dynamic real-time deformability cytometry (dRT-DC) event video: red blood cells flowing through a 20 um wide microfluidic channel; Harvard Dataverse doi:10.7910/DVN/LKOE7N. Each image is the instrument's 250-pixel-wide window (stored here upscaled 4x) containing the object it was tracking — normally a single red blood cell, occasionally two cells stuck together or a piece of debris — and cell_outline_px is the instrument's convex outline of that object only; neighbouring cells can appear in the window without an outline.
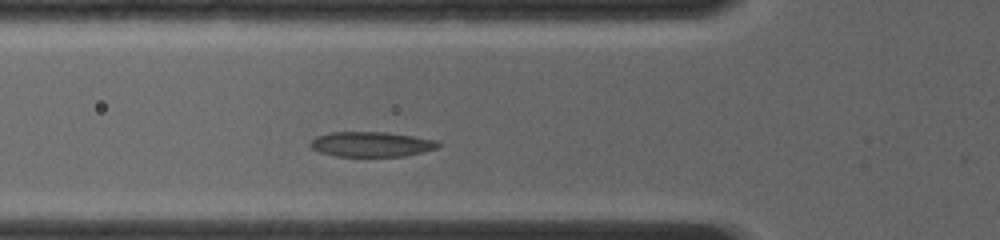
{"species": "common noctule bat (a hibernating species)", "species_latin": "Nyctalus noctula", "temperature_condition": "room temperature", "stored_images_in_passage": 10, "camera_frame_rate_fps": 4000, "um_per_image_px": 0.085, "animal": {"sex": "female", "body_mass_g": 19.0, "forearm_length_mm": 56.7}, "frame": {"image": 1, "passage_image": 4, "time_ms": 2.0, "image_size_px": [1000, 240], "cell_outline_px": [[440, 144], [436, 148], [404, 156], [336, 156], [320, 152], [312, 148], [308, 144], [316, 136], [328, 132], [388, 132], [436, 140]], "centroid_in_image_um": [31.51, 12.25], "position_along_channel_um": 94.3, "area_um2": 18.5}}
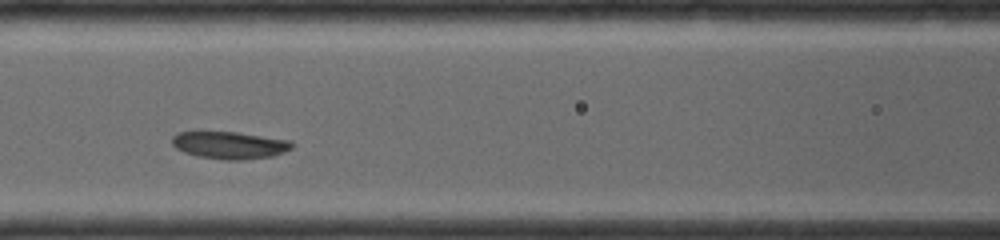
{"frame": {"image": 2, "passage_image": 6, "time_ms": 3.25, "image_size_px": [1000, 240], "cell_outline_px": [[292, 148], [284, 152], [272, 156], [244, 160], [224, 160], [196, 156], [184, 152], [176, 148], [172, 144], [172, 136], [180, 132], [236, 132], [292, 140]], "centroid_in_image_um": [19.53, 12.34], "position_along_channel_um": 147.1, "area_um2": 19.13}}
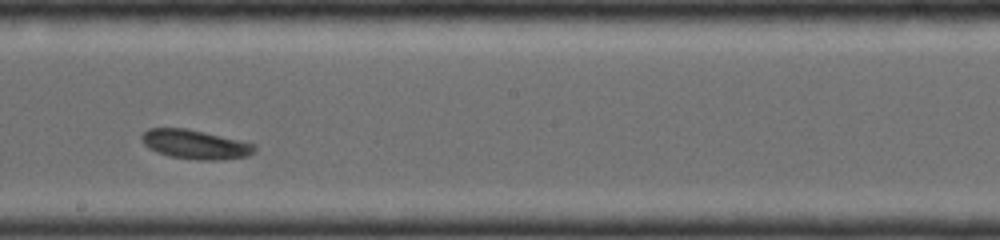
{"frame": {"image": 3, "passage_image": 9, "time_ms": 5.25, "image_size_px": [1000, 240], "cell_outline_px": [[256, 152], [248, 156], [220, 160], [196, 160], [172, 156], [156, 152], [148, 148], [140, 140], [140, 136], [148, 128], [184, 128], [204, 132], [240, 140], [256, 144]], "centroid_in_image_um": [16.6, 12.28], "position_along_channel_um": 231.6, "area_um2": 19.31}}